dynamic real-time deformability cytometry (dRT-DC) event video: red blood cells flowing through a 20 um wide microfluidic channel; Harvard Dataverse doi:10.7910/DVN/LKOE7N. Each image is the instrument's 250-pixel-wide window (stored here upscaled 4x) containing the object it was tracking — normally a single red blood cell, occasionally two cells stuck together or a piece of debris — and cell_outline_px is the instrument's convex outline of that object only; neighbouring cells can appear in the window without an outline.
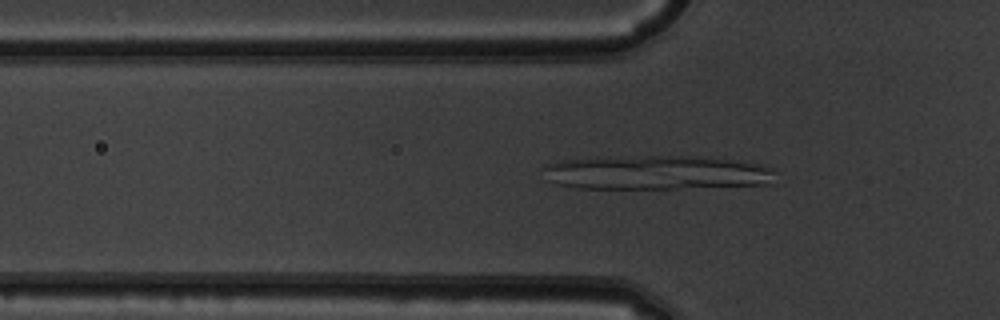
{"species": "common noctule bat (a hibernating species)", "species_latin": "Nyctalus noctula", "temperature_condition": "warm", "stored_images_in_passage": 50, "camera_frame_rate_fps": 3000, "um_per_image_px": 0.085, "animal": {"sex": "male", "body_mass_g": 19.5, "forearm_length_mm": 54.6}, "frame": {"image": 1, "passage_image": 16, "time_ms": 5.0, "image_size_px": [1000, 320], "cell_outline_px": [[776, 172], [772, 184], [676, 188], [580, 188], [556, 184], [548, 180], [540, 168], [544, 164], [556, 160], [600, 156], [680, 156], [728, 160], [760, 164], [772, 168]], "centroid_in_image_um": [55.68, 14.66], "position_along_channel_um": 70.1, "area_um2": 46.59}}
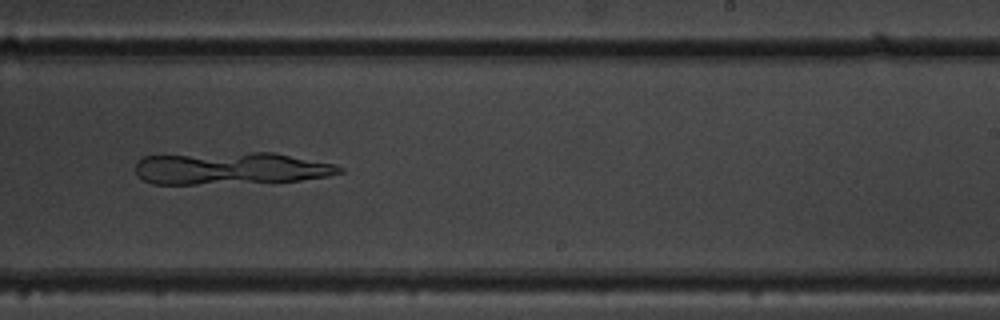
{"frame": {"image": 2, "passage_image": 31, "time_ms": 10.0, "image_size_px": [1000, 320], "cell_outline_px": [[344, 172], [328, 176], [272, 184], [152, 184], [136, 176], [136, 160], [144, 156], [252, 152], [272, 152], [336, 164], [344, 168]], "centroid_in_image_um": [19.67, 14.34], "position_along_channel_um": 269.3, "area_um2": 39.36}}
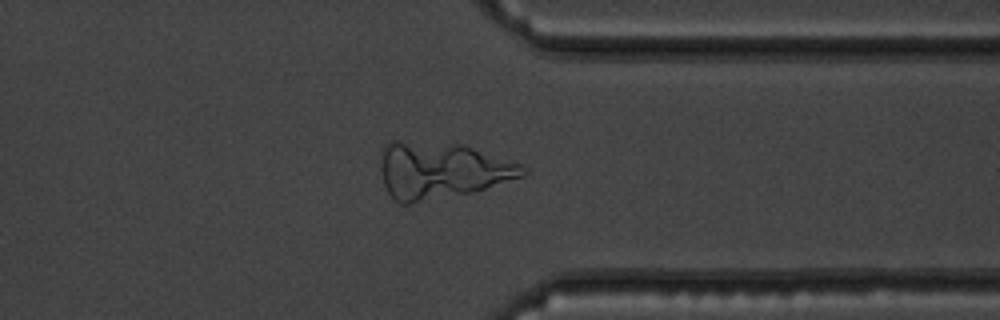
{"frame": {"image": 3, "passage_image": 39, "time_ms": 12.667, "image_size_px": [1000, 320], "cell_outline_px": [[528, 172], [524, 176], [472, 192], [408, 204], [400, 204], [388, 192], [384, 184], [380, 168], [380, 152], [384, 144], [392, 140], [400, 140], [464, 144], [524, 164]], "centroid_in_image_um": [37.52, 14.45], "position_along_channel_um": 373.9, "area_um2": 47.34}}